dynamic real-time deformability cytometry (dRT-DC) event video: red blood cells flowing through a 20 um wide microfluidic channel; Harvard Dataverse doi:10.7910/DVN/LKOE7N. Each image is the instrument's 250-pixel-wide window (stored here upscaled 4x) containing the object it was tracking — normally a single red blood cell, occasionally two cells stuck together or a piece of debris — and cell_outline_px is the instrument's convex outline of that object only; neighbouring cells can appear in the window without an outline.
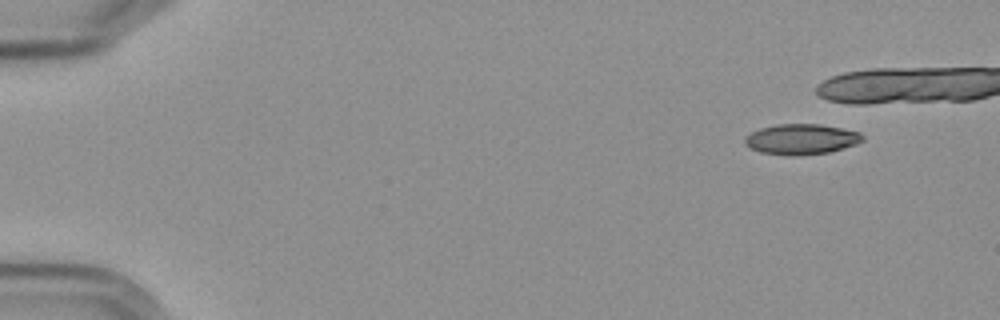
{"species": "Egyptian fruit bat (a non-hibernating species)", "species_latin": "Rousettus aegyptiacus", "temperature_condition": "cold", "stored_images_in_passage": 7, "camera_frame_rate_fps": 3000, "um_per_image_px": 0.085, "frame": {"image": 1, "passage_image": 1, "time_ms": 0.0, "image_size_px": [1000, 320], "cell_outline_px": [[864, 140], [856, 144], [828, 152], [760, 152], [752, 148], [744, 140], [744, 136], [760, 128], [776, 124], [820, 124], [860, 132], [864, 136]], "centroid_in_image_um": [68.15, 11.76], "position_along_channel_um": 16.8, "area_um2": 19.71}}